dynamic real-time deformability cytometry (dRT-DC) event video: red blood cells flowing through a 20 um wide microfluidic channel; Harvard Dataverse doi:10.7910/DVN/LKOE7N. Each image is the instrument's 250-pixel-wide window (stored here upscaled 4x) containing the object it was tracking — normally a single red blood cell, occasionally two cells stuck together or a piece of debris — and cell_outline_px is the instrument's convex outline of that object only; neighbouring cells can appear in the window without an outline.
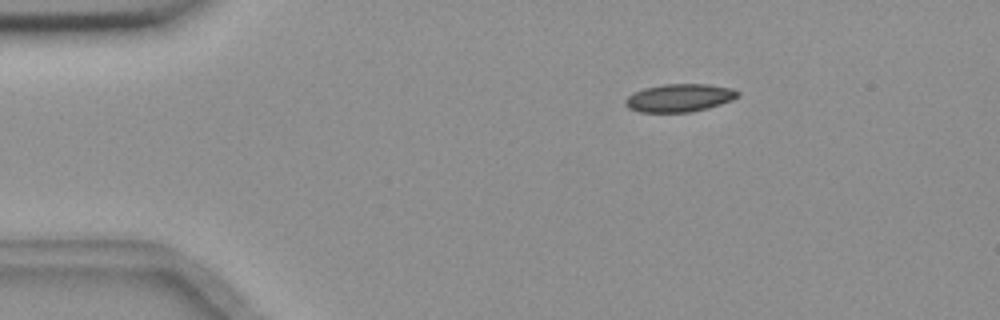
{"species": "common noctule bat (a hibernating species)", "species_latin": "Nyctalus noctula", "temperature_condition": "room temperature", "stored_images_in_passage": 4, "camera_frame_rate_fps": 3000, "um_per_image_px": 0.085, "animal": {"sex": "female", "body_mass_g": 18.4}, "frame": {"image": 1, "passage_image": 3, "time_ms": 0.667, "image_size_px": [1000, 320], "cell_outline_px": [[740, 96], [732, 100], [708, 108], [688, 112], [640, 112], [628, 108], [624, 104], [624, 100], [628, 96], [644, 88], [664, 84], [708, 84], [732, 88], [740, 92]], "centroid_in_image_um": [57.76, 8.32], "position_along_channel_um": 27.2, "area_um2": 18.32}}